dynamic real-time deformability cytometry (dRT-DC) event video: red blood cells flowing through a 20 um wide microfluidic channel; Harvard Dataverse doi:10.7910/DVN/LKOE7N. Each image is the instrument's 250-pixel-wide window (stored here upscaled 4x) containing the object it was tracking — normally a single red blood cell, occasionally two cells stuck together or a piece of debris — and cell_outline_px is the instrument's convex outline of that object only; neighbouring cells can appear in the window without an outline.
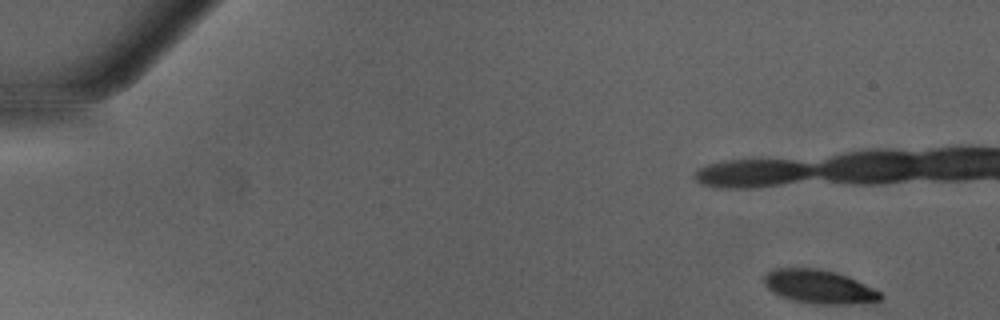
{"species": "Egyptian fruit bat (a non-hibernating species)", "species_latin": "Rousettus aegyptiacus", "temperature_condition": "warm", "stored_images_in_passage": 14, "camera_frame_rate_fps": 3000, "um_per_image_px": 0.085, "animal": {"sex": "male"}, "frame": {"image": 1, "passage_image": 1, "time_ms": 0.0, "image_size_px": [1000, 320], "cell_outline_px": [[884, 296], [880, 300], [868, 304], [816, 304], [796, 300], [780, 296], [768, 288], [764, 284], [764, 276], [772, 268], [816, 268], [836, 272], [848, 276], [880, 292]], "centroid_in_image_um": [69.65, 24.37], "position_along_channel_um": 15.3, "area_um2": 22.83}}